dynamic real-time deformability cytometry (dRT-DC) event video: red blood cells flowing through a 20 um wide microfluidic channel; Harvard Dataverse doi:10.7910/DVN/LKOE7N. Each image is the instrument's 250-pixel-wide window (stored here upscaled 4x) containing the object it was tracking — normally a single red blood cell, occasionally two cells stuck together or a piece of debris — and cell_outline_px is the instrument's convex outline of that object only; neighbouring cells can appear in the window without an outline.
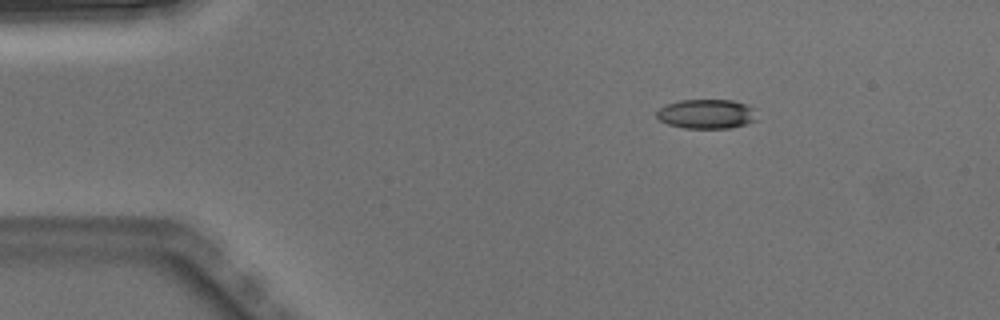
{"species": "Egyptian fruit bat (a non-hibernating species)", "species_latin": "Rousettus aegyptiacus", "temperature_condition": "warm", "stored_images_in_passage": 5, "camera_frame_rate_fps": 3000, "um_per_image_px": 0.085, "animal": {"sex": "male"}, "frame": {"image": 1, "passage_image": 5, "time_ms": 1.333, "image_size_px": [1000, 320], "cell_outline_px": [[756, 120], [732, 128], [684, 128], [668, 124], [660, 120], [656, 116], [656, 112], [660, 108], [668, 104], [680, 100], [732, 100], [744, 104], [752, 108]], "centroid_in_image_um": [60.02, 9.69], "position_along_channel_um": 25.0, "area_um2": 16.94}}